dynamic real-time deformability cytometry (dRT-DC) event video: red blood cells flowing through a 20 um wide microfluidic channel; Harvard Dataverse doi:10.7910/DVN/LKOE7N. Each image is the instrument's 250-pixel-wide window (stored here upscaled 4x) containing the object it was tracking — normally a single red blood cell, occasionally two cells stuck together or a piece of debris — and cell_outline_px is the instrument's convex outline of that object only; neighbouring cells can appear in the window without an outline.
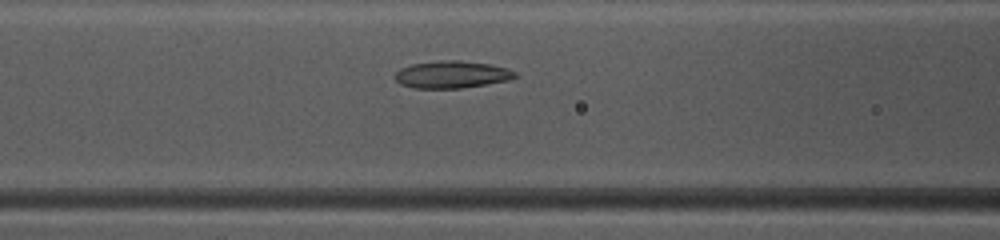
{"species": "common noctule bat (a hibernating species)", "species_latin": "Nyctalus noctula", "temperature_condition": "warm", "stored_images_in_passage": 42, "camera_frame_rate_fps": 3000, "um_per_image_px": 0.085, "animal": {"sex": "female", "body_mass_g": 10.0, "forearm_length_mm": 53.1}, "frame": {"image": 1, "passage_image": 21, "time_ms": 6.667, "image_size_px": [1000, 240], "cell_outline_px": [[520, 76], [508, 80], [460, 88], [412, 88], [400, 84], [396, 80], [396, 72], [400, 68], [412, 64], [440, 60], [460, 60], [492, 64], [508, 68], [516, 72]], "centroid_in_image_um": [38.43, 6.32], "position_along_channel_um": 128.2, "area_um2": 19.13}}
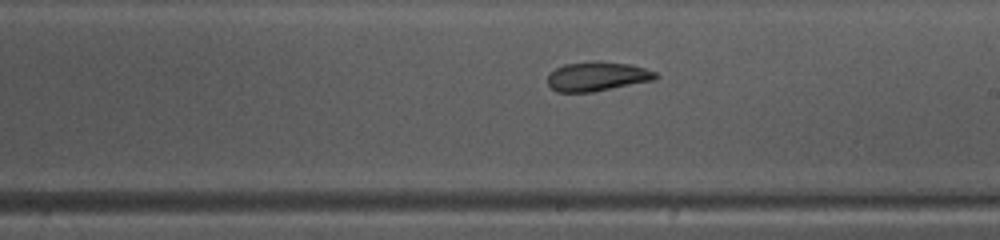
{"frame": {"image": 2, "passage_image": 29, "time_ms": 9.333, "image_size_px": [1000, 240], "cell_outline_px": [[660, 76], [656, 80], [592, 92], [556, 92], [548, 84], [548, 72], [564, 64], [596, 60], [600, 60], [628, 64], [644, 68], [656, 72]], "centroid_in_image_um": [50.77, 6.49], "position_along_channel_um": 238.2, "area_um2": 18.73}}
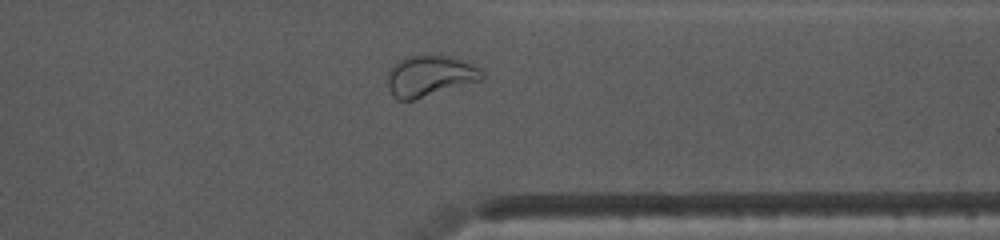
{"frame": {"image": 3, "passage_image": 39, "time_ms": 12.667, "image_size_px": [1000, 240], "cell_outline_px": [[484, 80], [412, 100], [400, 100], [392, 96], [388, 88], [388, 72], [392, 64], [404, 56], [424, 52], [452, 56], [464, 60], [480, 68], [484, 72]], "centroid_in_image_um": [36.54, 6.4], "position_along_channel_um": 374.9, "area_um2": 23.47}, "authors_computed_cell_mechanics": {"area_um2": 20.3745, "velocity_mm_per_s": 4.1218, "shape_relaxation_time_tau1_ms": null, "shape_relaxation_time_tau2_ms": 2.6056, "deformation_change_tau1": null, "deformation_change_tau2": 0.081}}